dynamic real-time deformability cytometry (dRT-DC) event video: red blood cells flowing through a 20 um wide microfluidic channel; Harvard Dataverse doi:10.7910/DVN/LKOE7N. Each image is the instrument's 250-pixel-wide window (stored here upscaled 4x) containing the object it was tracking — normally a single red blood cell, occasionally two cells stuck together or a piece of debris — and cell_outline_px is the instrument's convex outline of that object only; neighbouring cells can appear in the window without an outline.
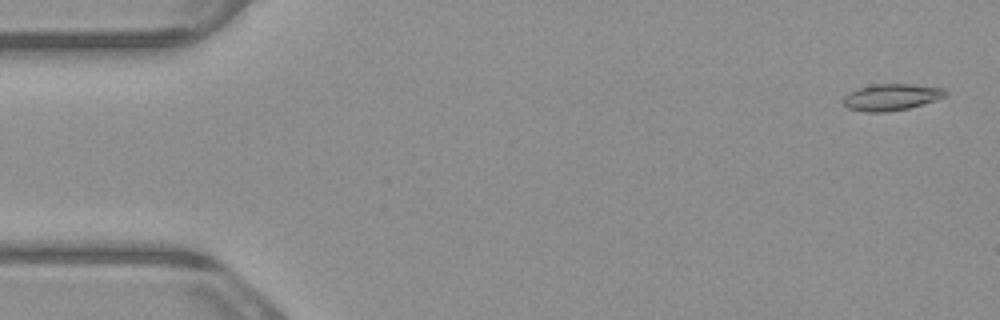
{"species": "common noctule bat (a hibernating species)", "species_latin": "Nyctalus noctula", "temperature_condition": "warm", "stored_images_in_passage": 3, "camera_frame_rate_fps": 3000, "um_per_image_px": 0.085, "animal": {"sex": "male", "body_mass_g": 23.1, "forearm_length_mm": 52.7}, "frame": {"image": 1, "passage_image": 1, "time_ms": 0.0, "image_size_px": [1000, 320], "cell_outline_px": [[948, 96], [908, 108], [888, 112], [864, 112], [848, 108], [840, 100], [848, 92], [856, 88], [872, 84], [908, 84], [944, 88], [948, 92]], "centroid_in_image_um": [75.72, 8.25], "position_along_channel_um": 9.3, "area_um2": 16.01}}